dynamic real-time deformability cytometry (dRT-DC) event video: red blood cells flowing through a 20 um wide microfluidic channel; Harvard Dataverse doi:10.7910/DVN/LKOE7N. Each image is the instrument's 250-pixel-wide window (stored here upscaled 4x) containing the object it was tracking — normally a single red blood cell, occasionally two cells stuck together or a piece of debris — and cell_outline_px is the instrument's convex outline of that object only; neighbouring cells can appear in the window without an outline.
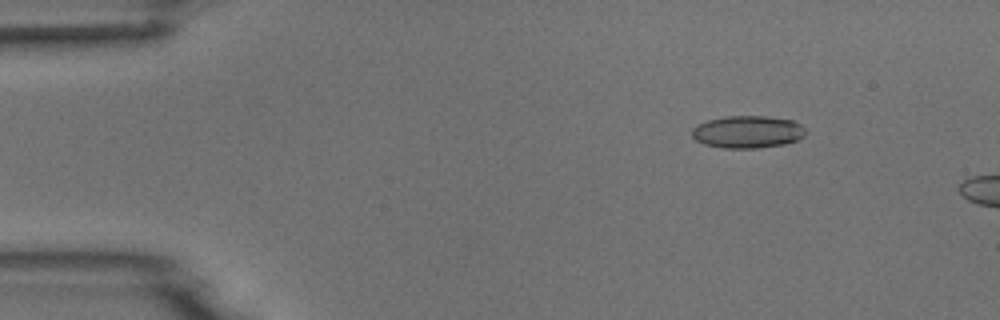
{"species": "common noctule bat (a hibernating species)", "species_latin": "Nyctalus noctula", "temperature_condition": "room temperature", "stored_images_in_passage": 4, "camera_frame_rate_fps": 3000, "um_per_image_px": 0.085, "animal": {"sex": "male", "body_mass_g": 18.8}, "frame": {"image": 1, "passage_image": 2, "time_ms": 1.0, "image_size_px": [1000, 320], "cell_outline_px": [[804, 136], [796, 140], [784, 144], [756, 148], [724, 148], [704, 144], [696, 140], [692, 136], [692, 128], [696, 124], [708, 120], [724, 116], [768, 116], [792, 120], [800, 124], [804, 128]], "centroid_in_image_um": [63.51, 11.2], "position_along_channel_um": 21.5, "area_um2": 21.44}}